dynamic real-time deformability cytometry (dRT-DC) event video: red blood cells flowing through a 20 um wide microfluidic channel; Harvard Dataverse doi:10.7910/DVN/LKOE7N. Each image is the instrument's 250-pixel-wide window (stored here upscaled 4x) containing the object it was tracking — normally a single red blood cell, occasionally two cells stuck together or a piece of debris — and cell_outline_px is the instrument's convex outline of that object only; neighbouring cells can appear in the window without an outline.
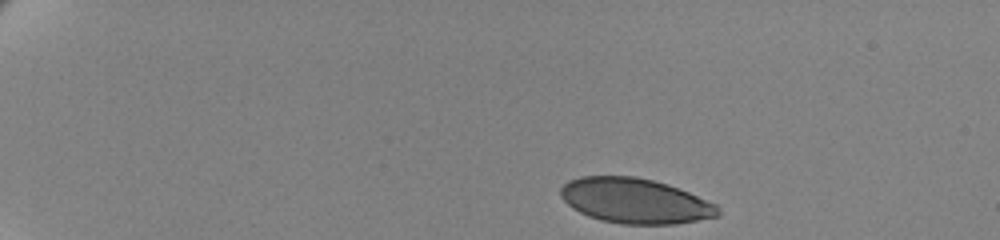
{"species": "human", "species_latin": "Homo sapiens", "temperature_condition": "cold", "stored_images_in_passage": 47, "camera_frame_rate_fps": 3000, "um_per_image_px": 0.085, "donor": {"sex": "female"}, "frame": {"image": 1, "passage_image": 1, "time_ms": 0.0, "image_size_px": [1000, 240], "cell_outline_px": [[720, 216], [676, 224], [620, 224], [600, 220], [588, 216], [572, 208], [560, 196], [560, 188], [568, 180], [580, 176], [636, 176], [668, 184], [688, 192], [716, 204], [720, 212]], "centroid_in_image_um": [53.96, 17.07], "position_along_channel_um": 31.0, "area_um2": 41.44}}
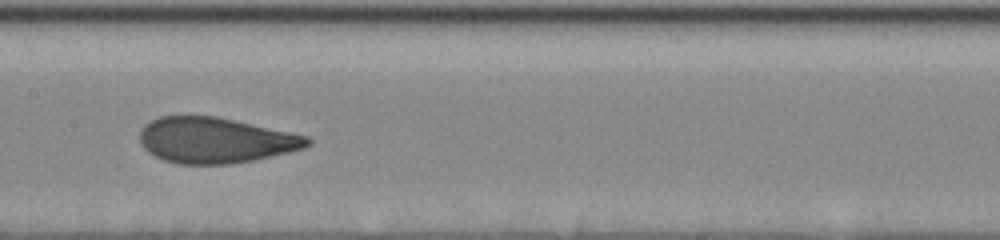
{"frame": {"image": 2, "passage_image": 24, "time_ms": 7.667, "image_size_px": [1000, 240], "cell_outline_px": [[312, 144], [304, 148], [288, 152], [252, 160], [232, 164], [180, 164], [164, 160], [148, 152], [144, 148], [140, 140], [140, 132], [144, 124], [160, 116], [216, 116], [292, 132], [308, 136], [312, 140]], "centroid_in_image_um": [18.32, 11.92], "position_along_channel_um": 189.1, "area_um2": 44.56}}
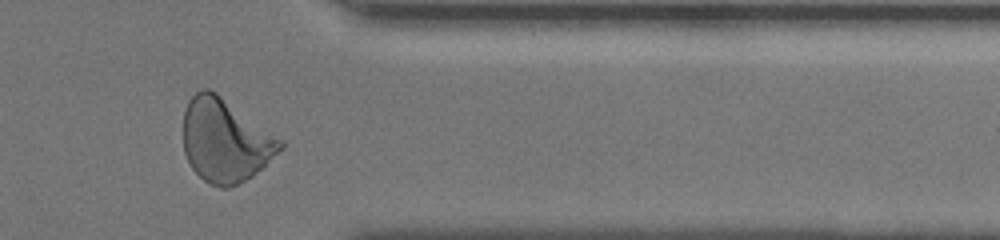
{"frame": {"image": 3, "passage_image": 42, "time_ms": 13.667, "image_size_px": [1000, 240], "cell_outline_px": [[284, 148], [252, 176], [228, 188], [220, 188], [208, 184], [192, 168], [184, 152], [184, 112], [188, 100], [196, 92], [204, 88], [208, 88], [216, 92], [284, 140]], "centroid_in_image_um": [19.16, 11.93], "position_along_channel_um": 392.2, "area_um2": 47.05}, "authors_computed_cell_mechanics": {"area_um2": 44.6794, "velocity_mm_per_s": 3.4519, "shape_relaxation_time_tau1_ms": 4.5915, "shape_relaxation_time_tau2_ms": null, "deformation_change_tau1": 0.1503, "deformation_change_tau2": null}}